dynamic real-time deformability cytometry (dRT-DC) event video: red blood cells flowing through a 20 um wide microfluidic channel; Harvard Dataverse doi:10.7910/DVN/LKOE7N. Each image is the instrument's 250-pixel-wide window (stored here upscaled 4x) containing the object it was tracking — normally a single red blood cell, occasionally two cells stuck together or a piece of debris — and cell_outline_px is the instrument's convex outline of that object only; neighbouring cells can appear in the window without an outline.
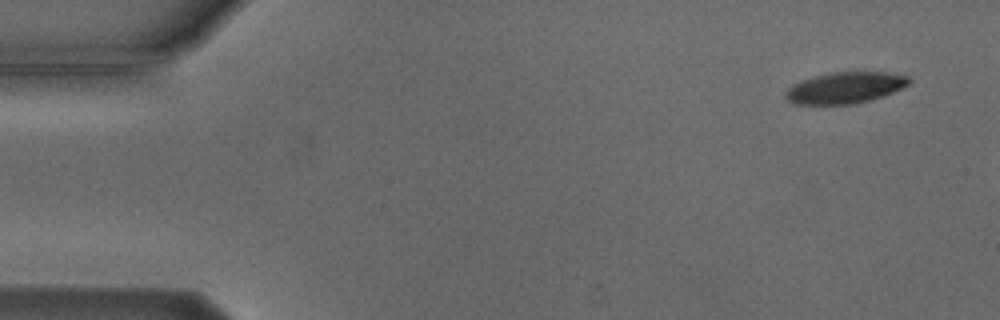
{"species": "Egyptian fruit bat (a non-hibernating species)", "species_latin": "Rousettus aegyptiacus", "temperature_condition": "cold", "stored_images_in_passage": 3, "camera_frame_rate_fps": 3000, "um_per_image_px": 0.085, "animal": {"sex": "male"}, "frame": {"image": 1, "passage_image": 1, "time_ms": 0.0, "image_size_px": [1000, 320], "cell_outline_px": [[912, 80], [908, 84], [884, 96], [852, 104], [796, 104], [788, 100], [784, 96], [784, 92], [792, 84], [800, 80], [812, 76], [828, 72], [888, 72], [908, 76]], "centroid_in_image_um": [71.79, 7.44], "position_along_channel_um": 13.2, "area_um2": 22.6}}